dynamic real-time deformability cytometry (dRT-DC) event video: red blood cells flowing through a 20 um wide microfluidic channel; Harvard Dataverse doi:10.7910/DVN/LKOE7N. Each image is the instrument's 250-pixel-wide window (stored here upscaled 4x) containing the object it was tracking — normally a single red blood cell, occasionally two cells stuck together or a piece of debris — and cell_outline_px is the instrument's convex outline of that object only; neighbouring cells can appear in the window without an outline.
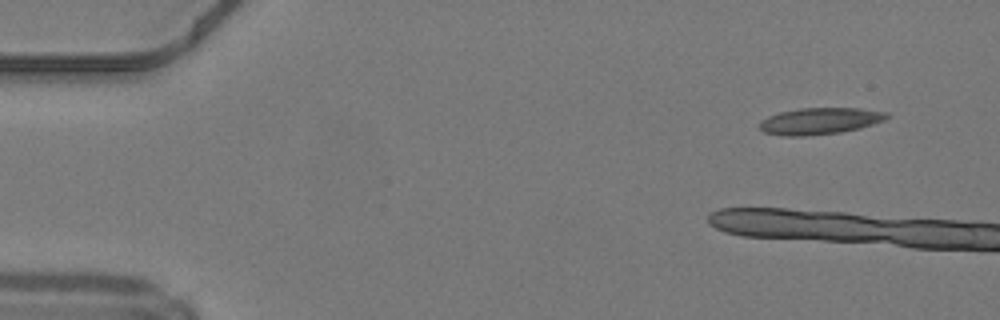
{"species": "common noctule bat (a hibernating species)", "species_latin": "Nyctalus noctula", "temperature_condition": "warm", "stored_images_in_passage": 4, "camera_frame_rate_fps": 3000, "um_per_image_px": 0.085, "animal": {"sex": "male", "body_mass_g": 19.2, "forearm_length_mm": 51.8}, "frame": {"image": 1, "passage_image": 1, "time_ms": 0.0, "image_size_px": [1000, 320], "cell_outline_px": [[888, 116], [884, 120], [860, 128], [840, 132], [804, 136], [780, 136], [764, 132], [760, 128], [760, 120], [768, 116], [780, 112], [800, 108], [860, 108], [888, 112]], "centroid_in_image_um": [69.66, 10.28], "position_along_channel_um": 15.3, "area_um2": 19.71}}